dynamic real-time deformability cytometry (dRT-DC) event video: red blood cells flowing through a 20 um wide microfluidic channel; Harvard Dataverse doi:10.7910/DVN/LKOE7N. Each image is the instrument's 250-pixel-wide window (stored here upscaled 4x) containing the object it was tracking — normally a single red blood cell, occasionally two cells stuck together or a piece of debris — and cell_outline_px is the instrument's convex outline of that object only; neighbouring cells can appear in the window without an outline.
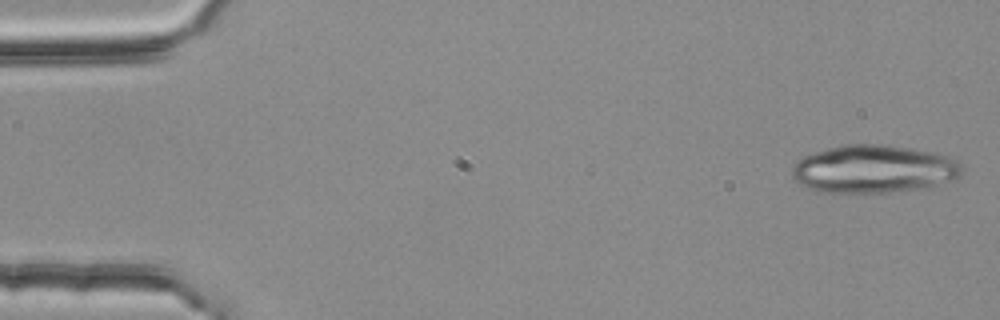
{"species": "common noctule bat (a hibernating species)", "species_latin": "Nyctalus noctula", "temperature_condition": "room temperature", "stored_images_in_passage": 4, "camera_frame_rate_fps": 3000, "um_per_image_px": 0.085, "animal": {"sex": "female", "body_mass_g": 25.1}, "frame": {"image": 1, "passage_image": 1, "time_ms": 0.0, "image_size_px": [1000, 320], "cell_outline_px": [[964, 168], [960, 176], [924, 188], [904, 192], [820, 192], [800, 184], [792, 176], [792, 168], [804, 156], [828, 148], [844, 144], [888, 144], [912, 148], [932, 152], [948, 156], [964, 164]], "centroid_in_image_um": [74.31, 14.36], "position_along_channel_um": 10.7, "area_um2": 47.51}}